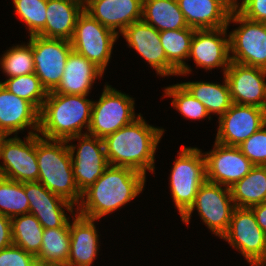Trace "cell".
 <instances>
[{
	"instance_id": "obj_1",
	"label": "cell",
	"mask_w": 266,
	"mask_h": 266,
	"mask_svg": "<svg viewBox=\"0 0 266 266\" xmlns=\"http://www.w3.org/2000/svg\"><path fill=\"white\" fill-rule=\"evenodd\" d=\"M146 176L129 167L108 166L98 180L82 193L76 213L98 220L142 193Z\"/></svg>"
},
{
	"instance_id": "obj_2",
	"label": "cell",
	"mask_w": 266,
	"mask_h": 266,
	"mask_svg": "<svg viewBox=\"0 0 266 266\" xmlns=\"http://www.w3.org/2000/svg\"><path fill=\"white\" fill-rule=\"evenodd\" d=\"M163 128L147 124L141 114L132 123L107 135L103 141L110 166L129 167L143 173L155 170V152Z\"/></svg>"
},
{
	"instance_id": "obj_3",
	"label": "cell",
	"mask_w": 266,
	"mask_h": 266,
	"mask_svg": "<svg viewBox=\"0 0 266 266\" xmlns=\"http://www.w3.org/2000/svg\"><path fill=\"white\" fill-rule=\"evenodd\" d=\"M93 101L87 95L56 94L48 92L39 113L38 134L46 139L67 140L87 134ZM86 128V132L82 129Z\"/></svg>"
},
{
	"instance_id": "obj_4",
	"label": "cell",
	"mask_w": 266,
	"mask_h": 266,
	"mask_svg": "<svg viewBox=\"0 0 266 266\" xmlns=\"http://www.w3.org/2000/svg\"><path fill=\"white\" fill-rule=\"evenodd\" d=\"M38 182L52 193L78 206L82 193L75 182L71 153L66 140L46 139L36 134Z\"/></svg>"
},
{
	"instance_id": "obj_5",
	"label": "cell",
	"mask_w": 266,
	"mask_h": 266,
	"mask_svg": "<svg viewBox=\"0 0 266 266\" xmlns=\"http://www.w3.org/2000/svg\"><path fill=\"white\" fill-rule=\"evenodd\" d=\"M169 181L172 199L181 217L206 181L204 153L197 147H182L174 161Z\"/></svg>"
},
{
	"instance_id": "obj_6",
	"label": "cell",
	"mask_w": 266,
	"mask_h": 266,
	"mask_svg": "<svg viewBox=\"0 0 266 266\" xmlns=\"http://www.w3.org/2000/svg\"><path fill=\"white\" fill-rule=\"evenodd\" d=\"M234 208L230 188L206 180L200 186L193 204L181 216V221L189 225L192 212L197 210L207 228L221 238L229 228Z\"/></svg>"
},
{
	"instance_id": "obj_7",
	"label": "cell",
	"mask_w": 266,
	"mask_h": 266,
	"mask_svg": "<svg viewBox=\"0 0 266 266\" xmlns=\"http://www.w3.org/2000/svg\"><path fill=\"white\" fill-rule=\"evenodd\" d=\"M134 98L106 84L99 101H93L91 123L87 134L104 139L107 135L132 123L135 115Z\"/></svg>"
},
{
	"instance_id": "obj_8",
	"label": "cell",
	"mask_w": 266,
	"mask_h": 266,
	"mask_svg": "<svg viewBox=\"0 0 266 266\" xmlns=\"http://www.w3.org/2000/svg\"><path fill=\"white\" fill-rule=\"evenodd\" d=\"M230 22L240 24L229 33L231 62L266 69V23L249 20L236 9L227 26Z\"/></svg>"
},
{
	"instance_id": "obj_9",
	"label": "cell",
	"mask_w": 266,
	"mask_h": 266,
	"mask_svg": "<svg viewBox=\"0 0 266 266\" xmlns=\"http://www.w3.org/2000/svg\"><path fill=\"white\" fill-rule=\"evenodd\" d=\"M118 38V34L83 11L77 18L70 43L75 52L105 72Z\"/></svg>"
},
{
	"instance_id": "obj_10",
	"label": "cell",
	"mask_w": 266,
	"mask_h": 266,
	"mask_svg": "<svg viewBox=\"0 0 266 266\" xmlns=\"http://www.w3.org/2000/svg\"><path fill=\"white\" fill-rule=\"evenodd\" d=\"M78 140V145L71 144ZM71 153L72 169L79 191L83 193L103 174L109 166L104 141L89 134L73 136L66 140ZM77 148V151H76ZM76 152V154H74Z\"/></svg>"
},
{
	"instance_id": "obj_11",
	"label": "cell",
	"mask_w": 266,
	"mask_h": 266,
	"mask_svg": "<svg viewBox=\"0 0 266 266\" xmlns=\"http://www.w3.org/2000/svg\"><path fill=\"white\" fill-rule=\"evenodd\" d=\"M34 73L47 92L53 91L60 83L65 64L73 50L70 41L32 35Z\"/></svg>"
},
{
	"instance_id": "obj_12",
	"label": "cell",
	"mask_w": 266,
	"mask_h": 266,
	"mask_svg": "<svg viewBox=\"0 0 266 266\" xmlns=\"http://www.w3.org/2000/svg\"><path fill=\"white\" fill-rule=\"evenodd\" d=\"M0 176L24 183L38 182L39 168L36 155V134L25 141L15 135L0 144Z\"/></svg>"
},
{
	"instance_id": "obj_13",
	"label": "cell",
	"mask_w": 266,
	"mask_h": 266,
	"mask_svg": "<svg viewBox=\"0 0 266 266\" xmlns=\"http://www.w3.org/2000/svg\"><path fill=\"white\" fill-rule=\"evenodd\" d=\"M221 238L237 249L247 262L266 259V234L250 208H234L229 228Z\"/></svg>"
},
{
	"instance_id": "obj_14",
	"label": "cell",
	"mask_w": 266,
	"mask_h": 266,
	"mask_svg": "<svg viewBox=\"0 0 266 266\" xmlns=\"http://www.w3.org/2000/svg\"><path fill=\"white\" fill-rule=\"evenodd\" d=\"M218 121L215 141L239 147L266 124V109L233 103Z\"/></svg>"
},
{
	"instance_id": "obj_15",
	"label": "cell",
	"mask_w": 266,
	"mask_h": 266,
	"mask_svg": "<svg viewBox=\"0 0 266 266\" xmlns=\"http://www.w3.org/2000/svg\"><path fill=\"white\" fill-rule=\"evenodd\" d=\"M206 180L231 188L255 166L239 147L215 141L214 148L204 154Z\"/></svg>"
},
{
	"instance_id": "obj_16",
	"label": "cell",
	"mask_w": 266,
	"mask_h": 266,
	"mask_svg": "<svg viewBox=\"0 0 266 266\" xmlns=\"http://www.w3.org/2000/svg\"><path fill=\"white\" fill-rule=\"evenodd\" d=\"M224 76L234 104L266 109V69L230 62Z\"/></svg>"
},
{
	"instance_id": "obj_17",
	"label": "cell",
	"mask_w": 266,
	"mask_h": 266,
	"mask_svg": "<svg viewBox=\"0 0 266 266\" xmlns=\"http://www.w3.org/2000/svg\"><path fill=\"white\" fill-rule=\"evenodd\" d=\"M127 45L136 50L156 74L162 77L178 75V70L167 60L160 41V32L143 20L133 22L121 33Z\"/></svg>"
},
{
	"instance_id": "obj_18",
	"label": "cell",
	"mask_w": 266,
	"mask_h": 266,
	"mask_svg": "<svg viewBox=\"0 0 266 266\" xmlns=\"http://www.w3.org/2000/svg\"><path fill=\"white\" fill-rule=\"evenodd\" d=\"M227 29H195L188 58L206 71L221 67L224 75L231 62Z\"/></svg>"
},
{
	"instance_id": "obj_19",
	"label": "cell",
	"mask_w": 266,
	"mask_h": 266,
	"mask_svg": "<svg viewBox=\"0 0 266 266\" xmlns=\"http://www.w3.org/2000/svg\"><path fill=\"white\" fill-rule=\"evenodd\" d=\"M24 190L29 201V213L44 229L64 227L70 220L64 209L72 216L77 212L72 203L52 193L40 182H24Z\"/></svg>"
},
{
	"instance_id": "obj_20",
	"label": "cell",
	"mask_w": 266,
	"mask_h": 266,
	"mask_svg": "<svg viewBox=\"0 0 266 266\" xmlns=\"http://www.w3.org/2000/svg\"><path fill=\"white\" fill-rule=\"evenodd\" d=\"M142 9L143 0H89L84 11L120 35L130 24L142 20Z\"/></svg>"
},
{
	"instance_id": "obj_21",
	"label": "cell",
	"mask_w": 266,
	"mask_h": 266,
	"mask_svg": "<svg viewBox=\"0 0 266 266\" xmlns=\"http://www.w3.org/2000/svg\"><path fill=\"white\" fill-rule=\"evenodd\" d=\"M39 113L30 102L9 92L0 83V127L8 136L17 135L26 127H30L28 135L37 134Z\"/></svg>"
},
{
	"instance_id": "obj_22",
	"label": "cell",
	"mask_w": 266,
	"mask_h": 266,
	"mask_svg": "<svg viewBox=\"0 0 266 266\" xmlns=\"http://www.w3.org/2000/svg\"><path fill=\"white\" fill-rule=\"evenodd\" d=\"M103 73L94 63L72 50L67 58L60 83L53 92L88 96L95 80L102 78Z\"/></svg>"
},
{
	"instance_id": "obj_23",
	"label": "cell",
	"mask_w": 266,
	"mask_h": 266,
	"mask_svg": "<svg viewBox=\"0 0 266 266\" xmlns=\"http://www.w3.org/2000/svg\"><path fill=\"white\" fill-rule=\"evenodd\" d=\"M72 217L67 266H92L100 248L95 220L85 218L77 213Z\"/></svg>"
},
{
	"instance_id": "obj_24",
	"label": "cell",
	"mask_w": 266,
	"mask_h": 266,
	"mask_svg": "<svg viewBox=\"0 0 266 266\" xmlns=\"http://www.w3.org/2000/svg\"><path fill=\"white\" fill-rule=\"evenodd\" d=\"M83 11L71 1L47 0L46 25L37 35L70 41L77 18Z\"/></svg>"
},
{
	"instance_id": "obj_25",
	"label": "cell",
	"mask_w": 266,
	"mask_h": 266,
	"mask_svg": "<svg viewBox=\"0 0 266 266\" xmlns=\"http://www.w3.org/2000/svg\"><path fill=\"white\" fill-rule=\"evenodd\" d=\"M186 23L194 29L227 27L230 13L217 0H177Z\"/></svg>"
},
{
	"instance_id": "obj_26",
	"label": "cell",
	"mask_w": 266,
	"mask_h": 266,
	"mask_svg": "<svg viewBox=\"0 0 266 266\" xmlns=\"http://www.w3.org/2000/svg\"><path fill=\"white\" fill-rule=\"evenodd\" d=\"M142 20L159 32L189 27L177 0H143Z\"/></svg>"
},
{
	"instance_id": "obj_27",
	"label": "cell",
	"mask_w": 266,
	"mask_h": 266,
	"mask_svg": "<svg viewBox=\"0 0 266 266\" xmlns=\"http://www.w3.org/2000/svg\"><path fill=\"white\" fill-rule=\"evenodd\" d=\"M70 222L64 227L44 229L38 266H67L70 252Z\"/></svg>"
},
{
	"instance_id": "obj_28",
	"label": "cell",
	"mask_w": 266,
	"mask_h": 266,
	"mask_svg": "<svg viewBox=\"0 0 266 266\" xmlns=\"http://www.w3.org/2000/svg\"><path fill=\"white\" fill-rule=\"evenodd\" d=\"M181 84L205 106L209 115L217 114L220 118L233 104L225 76L222 84L204 81Z\"/></svg>"
},
{
	"instance_id": "obj_29",
	"label": "cell",
	"mask_w": 266,
	"mask_h": 266,
	"mask_svg": "<svg viewBox=\"0 0 266 266\" xmlns=\"http://www.w3.org/2000/svg\"><path fill=\"white\" fill-rule=\"evenodd\" d=\"M230 190L235 207L251 208L266 202V166L255 165Z\"/></svg>"
},
{
	"instance_id": "obj_30",
	"label": "cell",
	"mask_w": 266,
	"mask_h": 266,
	"mask_svg": "<svg viewBox=\"0 0 266 266\" xmlns=\"http://www.w3.org/2000/svg\"><path fill=\"white\" fill-rule=\"evenodd\" d=\"M194 31L191 27L160 31V41L166 58L178 70V75H187L192 71L184 60L189 56Z\"/></svg>"
},
{
	"instance_id": "obj_31",
	"label": "cell",
	"mask_w": 266,
	"mask_h": 266,
	"mask_svg": "<svg viewBox=\"0 0 266 266\" xmlns=\"http://www.w3.org/2000/svg\"><path fill=\"white\" fill-rule=\"evenodd\" d=\"M12 241L26 252L37 255L43 240V226L31 214H23L11 218Z\"/></svg>"
},
{
	"instance_id": "obj_32",
	"label": "cell",
	"mask_w": 266,
	"mask_h": 266,
	"mask_svg": "<svg viewBox=\"0 0 266 266\" xmlns=\"http://www.w3.org/2000/svg\"><path fill=\"white\" fill-rule=\"evenodd\" d=\"M2 86L19 98L30 102L39 112L41 111L48 92L41 84L35 73L11 77L1 82Z\"/></svg>"
},
{
	"instance_id": "obj_33",
	"label": "cell",
	"mask_w": 266,
	"mask_h": 266,
	"mask_svg": "<svg viewBox=\"0 0 266 266\" xmlns=\"http://www.w3.org/2000/svg\"><path fill=\"white\" fill-rule=\"evenodd\" d=\"M29 213L24 183L0 176V214L9 218Z\"/></svg>"
},
{
	"instance_id": "obj_34",
	"label": "cell",
	"mask_w": 266,
	"mask_h": 266,
	"mask_svg": "<svg viewBox=\"0 0 266 266\" xmlns=\"http://www.w3.org/2000/svg\"><path fill=\"white\" fill-rule=\"evenodd\" d=\"M0 66L8 78L34 73L32 45H13L1 57Z\"/></svg>"
},
{
	"instance_id": "obj_35",
	"label": "cell",
	"mask_w": 266,
	"mask_h": 266,
	"mask_svg": "<svg viewBox=\"0 0 266 266\" xmlns=\"http://www.w3.org/2000/svg\"><path fill=\"white\" fill-rule=\"evenodd\" d=\"M164 93V96L173 97L171 105L185 118L200 120L207 117L211 120L205 106L194 98L181 83L165 87Z\"/></svg>"
},
{
	"instance_id": "obj_36",
	"label": "cell",
	"mask_w": 266,
	"mask_h": 266,
	"mask_svg": "<svg viewBox=\"0 0 266 266\" xmlns=\"http://www.w3.org/2000/svg\"><path fill=\"white\" fill-rule=\"evenodd\" d=\"M15 13L24 21L29 36L37 35L46 25L47 0H12Z\"/></svg>"
},
{
	"instance_id": "obj_37",
	"label": "cell",
	"mask_w": 266,
	"mask_h": 266,
	"mask_svg": "<svg viewBox=\"0 0 266 266\" xmlns=\"http://www.w3.org/2000/svg\"><path fill=\"white\" fill-rule=\"evenodd\" d=\"M239 148L254 165L266 166V124L245 140Z\"/></svg>"
},
{
	"instance_id": "obj_38",
	"label": "cell",
	"mask_w": 266,
	"mask_h": 266,
	"mask_svg": "<svg viewBox=\"0 0 266 266\" xmlns=\"http://www.w3.org/2000/svg\"><path fill=\"white\" fill-rule=\"evenodd\" d=\"M0 266H38L36 256L14 244L0 250Z\"/></svg>"
},
{
	"instance_id": "obj_39",
	"label": "cell",
	"mask_w": 266,
	"mask_h": 266,
	"mask_svg": "<svg viewBox=\"0 0 266 266\" xmlns=\"http://www.w3.org/2000/svg\"><path fill=\"white\" fill-rule=\"evenodd\" d=\"M240 2L236 10L242 16L252 21L266 23V0H242Z\"/></svg>"
},
{
	"instance_id": "obj_40",
	"label": "cell",
	"mask_w": 266,
	"mask_h": 266,
	"mask_svg": "<svg viewBox=\"0 0 266 266\" xmlns=\"http://www.w3.org/2000/svg\"><path fill=\"white\" fill-rule=\"evenodd\" d=\"M12 244L11 218L0 214V250Z\"/></svg>"
},
{
	"instance_id": "obj_41",
	"label": "cell",
	"mask_w": 266,
	"mask_h": 266,
	"mask_svg": "<svg viewBox=\"0 0 266 266\" xmlns=\"http://www.w3.org/2000/svg\"><path fill=\"white\" fill-rule=\"evenodd\" d=\"M250 209L253 211L258 225L266 234V202L254 205Z\"/></svg>"
},
{
	"instance_id": "obj_42",
	"label": "cell",
	"mask_w": 266,
	"mask_h": 266,
	"mask_svg": "<svg viewBox=\"0 0 266 266\" xmlns=\"http://www.w3.org/2000/svg\"><path fill=\"white\" fill-rule=\"evenodd\" d=\"M229 13L236 9L232 0H217Z\"/></svg>"
},
{
	"instance_id": "obj_43",
	"label": "cell",
	"mask_w": 266,
	"mask_h": 266,
	"mask_svg": "<svg viewBox=\"0 0 266 266\" xmlns=\"http://www.w3.org/2000/svg\"><path fill=\"white\" fill-rule=\"evenodd\" d=\"M67 1H71L79 6H81L83 9H85V7L88 5L89 0H67Z\"/></svg>"
},
{
	"instance_id": "obj_44",
	"label": "cell",
	"mask_w": 266,
	"mask_h": 266,
	"mask_svg": "<svg viewBox=\"0 0 266 266\" xmlns=\"http://www.w3.org/2000/svg\"><path fill=\"white\" fill-rule=\"evenodd\" d=\"M248 263L250 264V266H266V259L254 260Z\"/></svg>"
},
{
	"instance_id": "obj_45",
	"label": "cell",
	"mask_w": 266,
	"mask_h": 266,
	"mask_svg": "<svg viewBox=\"0 0 266 266\" xmlns=\"http://www.w3.org/2000/svg\"><path fill=\"white\" fill-rule=\"evenodd\" d=\"M8 137L4 130L0 127V144Z\"/></svg>"
},
{
	"instance_id": "obj_46",
	"label": "cell",
	"mask_w": 266,
	"mask_h": 266,
	"mask_svg": "<svg viewBox=\"0 0 266 266\" xmlns=\"http://www.w3.org/2000/svg\"><path fill=\"white\" fill-rule=\"evenodd\" d=\"M232 2L234 3L235 6L238 5V1L237 0H232Z\"/></svg>"
}]
</instances>
